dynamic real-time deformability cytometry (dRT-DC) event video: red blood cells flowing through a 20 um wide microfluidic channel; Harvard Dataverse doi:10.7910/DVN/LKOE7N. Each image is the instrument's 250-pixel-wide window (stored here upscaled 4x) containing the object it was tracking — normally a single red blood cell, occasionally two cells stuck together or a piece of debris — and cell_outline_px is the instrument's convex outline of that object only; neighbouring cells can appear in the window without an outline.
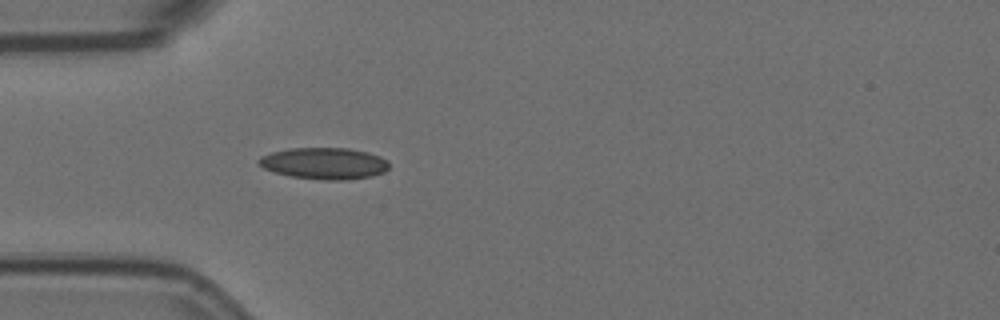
{"species": "Egyptian fruit bat (a non-hibernating species)", "species_latin": "Rousettus aegyptiacus", "temperature_condition": "room temperature", "stored_images_in_passage": 5, "camera_frame_rate_fps": 3000, "um_per_image_px": 0.085, "animal": {"sex": "female"}, "frame": {"image": 1, "passage_image": 5, "time_ms": 1.333, "image_size_px": [1000, 320], "cell_outline_px": [[388, 168], [384, 172], [372, 176], [348, 180], [324, 180], [288, 176], [264, 168], [256, 164], [256, 160], [260, 156], [272, 152], [288, 148], [348, 148], [368, 152], [380, 156], [388, 160]], "centroid_in_image_um": [27.54, 13.89], "position_along_channel_um": 57.5, "area_um2": 24.22}}